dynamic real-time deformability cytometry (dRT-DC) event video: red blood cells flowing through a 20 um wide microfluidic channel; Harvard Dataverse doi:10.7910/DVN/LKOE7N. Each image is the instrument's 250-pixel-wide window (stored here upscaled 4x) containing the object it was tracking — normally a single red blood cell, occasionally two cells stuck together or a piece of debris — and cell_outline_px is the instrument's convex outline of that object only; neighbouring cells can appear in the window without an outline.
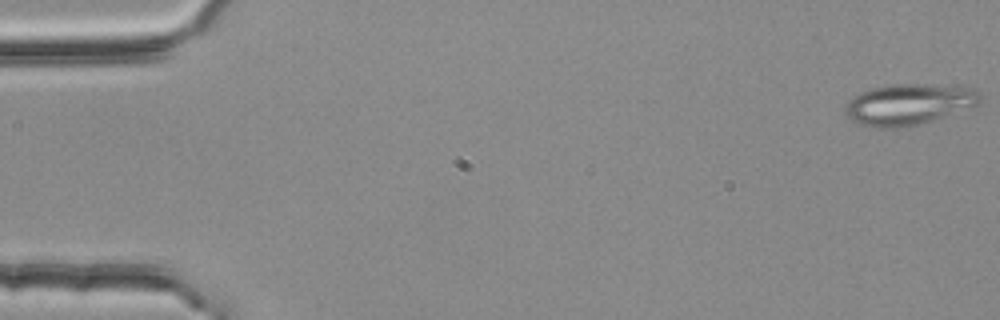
{"species": "common noctule bat (a hibernating species)", "species_latin": "Nyctalus noctula", "temperature_condition": "room temperature", "stored_images_in_passage": 54, "camera_frame_rate_fps": 3000, "um_per_image_px": 0.085, "animal": {"sex": "female", "body_mass_g": 25.1}, "frame": {"image": 1, "passage_image": 1, "time_ms": 0.0, "image_size_px": [1000, 320], "cell_outline_px": [[980, 100], [976, 104], [916, 124], [896, 128], [868, 128], [856, 124], [848, 116], [848, 100], [852, 96], [868, 88], [892, 84], [924, 84], [976, 88], [980, 92]], "centroid_in_image_um": [77.15, 8.85], "position_along_channel_um": 7.8, "area_um2": 31.62}}
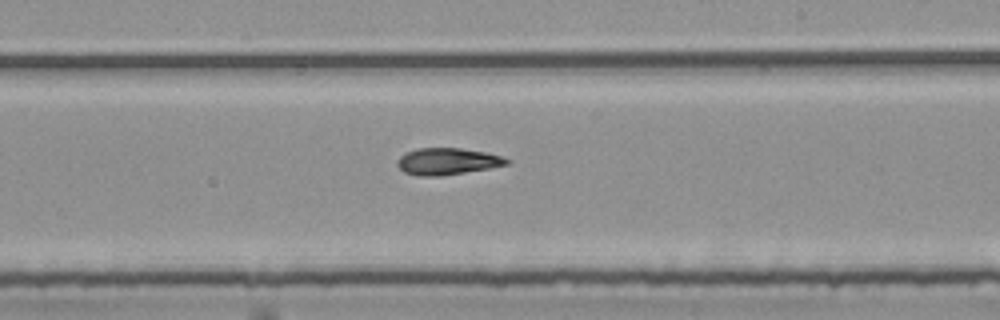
{"frame": {"image": 2, "passage_image": 32, "time_ms": 10.333, "image_size_px": [1000, 320], "cell_outline_px": [[512, 160], [508, 164], [488, 168], [440, 176], [416, 176], [404, 172], [396, 164], [396, 160], [400, 156], [408, 152], [420, 148], [460, 148], [484, 152], [500, 156]], "centroid_in_image_um": [38.0, 13.72], "position_along_channel_um": 251.0, "area_um2": 16.88}}
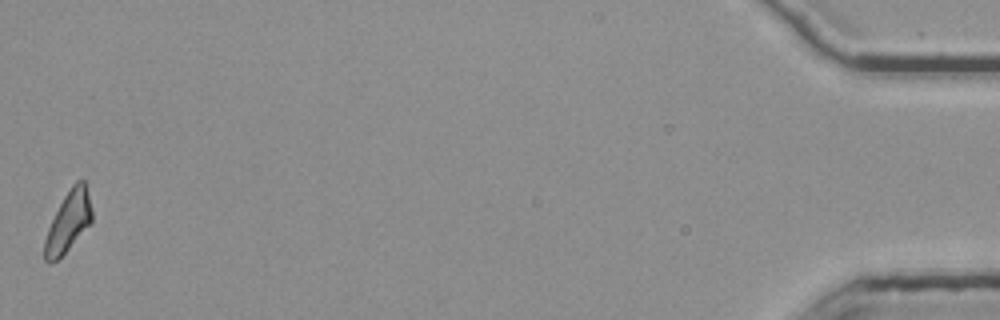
{"frame": {"image": 3, "passage_image": 54, "time_ms": 17.667, "image_size_px": [1000, 320], "cell_outline_px": [[92, 220], [68, 248], [56, 260], [48, 264], [44, 260], [44, 240], [48, 228], [64, 196], [72, 184], [76, 180], [84, 180], [92, 212]], "centroid_in_image_um": [5.78, 18.84], "position_along_channel_um": 429.4, "area_um2": 16.07}}